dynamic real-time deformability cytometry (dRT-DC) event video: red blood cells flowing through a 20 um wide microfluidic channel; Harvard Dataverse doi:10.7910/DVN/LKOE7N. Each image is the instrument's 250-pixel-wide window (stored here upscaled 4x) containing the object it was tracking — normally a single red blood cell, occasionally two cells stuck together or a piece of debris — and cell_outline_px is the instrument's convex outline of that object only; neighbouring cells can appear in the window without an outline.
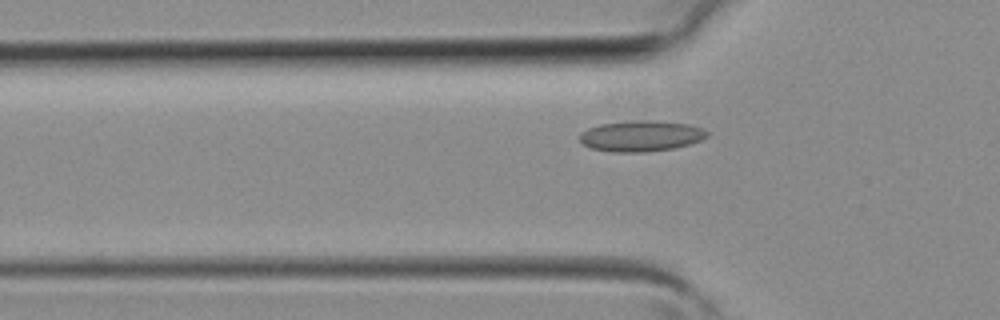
{"species": "common noctule bat (a hibernating species)", "species_latin": "Nyctalus noctula", "temperature_condition": "room temperature", "stored_images_in_passage": 6, "camera_frame_rate_fps": 3000, "um_per_image_px": 0.085, "animal": {"sex": "female", "body_mass_g": 19.3, "forearm_length_mm": 54.1}, "frame": {"image": 1, "passage_image": 5, "time_ms": 1.333, "image_size_px": [1000, 320], "cell_outline_px": [[708, 136], [700, 140], [688, 144], [672, 148], [644, 152], [612, 152], [592, 148], [584, 144], [580, 140], [580, 132], [588, 128], [600, 124], [636, 120], [652, 120], [688, 124], [700, 128], [708, 132]], "centroid_in_image_um": [54.46, 11.55], "position_along_channel_um": 71.3, "area_um2": 22.66}}